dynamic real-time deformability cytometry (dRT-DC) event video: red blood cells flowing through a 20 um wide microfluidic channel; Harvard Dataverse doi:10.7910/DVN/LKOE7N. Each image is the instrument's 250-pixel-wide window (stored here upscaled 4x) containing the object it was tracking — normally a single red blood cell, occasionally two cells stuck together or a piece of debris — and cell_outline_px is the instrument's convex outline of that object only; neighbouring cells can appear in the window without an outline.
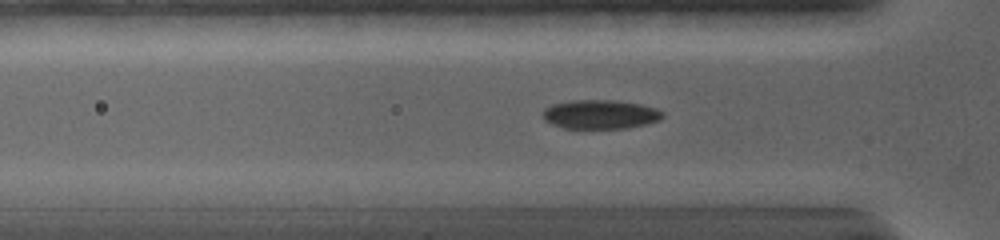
{"species": "common noctule bat (a hibernating species)", "species_latin": "Nyctalus noctula", "temperature_condition": "warm", "stored_images_in_passage": 65, "camera_frame_rate_fps": 5000, "um_per_image_px": 0.085, "animal": {"sex": "female", "body_mass_g": 19.0, "forearm_length_mm": 56.7}, "frame": {"image": 1, "passage_image": 16, "time_ms": 3.8, "image_size_px": [1000, 240], "cell_outline_px": [[664, 116], [660, 120], [628, 128], [564, 128], [552, 124], [544, 120], [544, 108], [552, 104], [576, 100], [616, 100], [640, 104], [656, 108], [664, 112]], "centroid_in_image_um": [51.05, 9.72], "position_along_channel_um": 74.8, "area_um2": 20.23}}
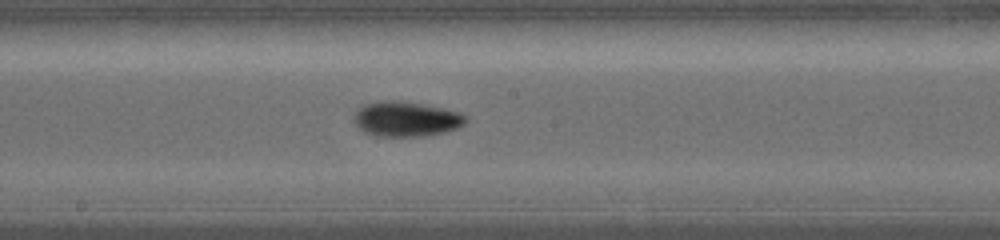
{"frame": {"image": 2, "passage_image": 29, "time_ms": 7.4, "image_size_px": [1000, 240], "cell_outline_px": [[468, 120], [464, 124], [456, 128], [444, 132], [424, 136], [372, 136], [364, 132], [352, 120], [352, 116], [360, 108], [368, 104], [420, 104], [440, 108], [456, 112], [464, 116]], "centroid_in_image_um": [34.52, 10.19], "position_along_channel_um": 213.7, "area_um2": 21.5}}
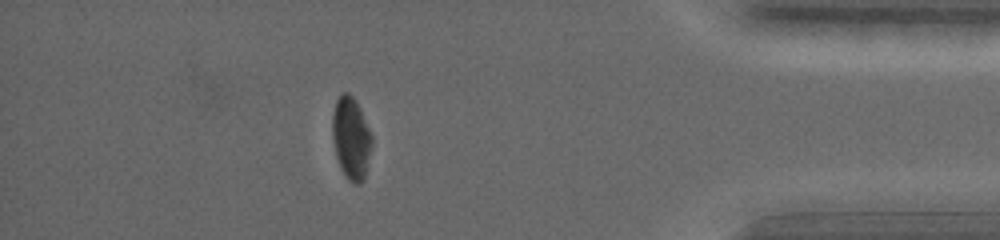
{"frame": {"image": 3, "passage_image": 52, "time_ms": 13.4, "image_size_px": [1000, 240], "cell_outline_px": [[372, 144], [364, 180], [360, 184], [356, 184], [348, 180], [340, 168], [336, 156], [332, 140], [332, 112], [336, 100], [340, 92], [348, 92], [356, 100], [360, 108], [372, 136]], "centroid_in_image_um": [29.83, 11.72], "position_along_channel_um": 405.4, "area_um2": 19.19}, "authors_computed_cell_mechanics": {"area_um2": 20.1722, "velocity_mm_per_s": 3.8655, "shape_relaxation_time_tau1_ms": 4.9577, "shape_relaxation_time_tau2_ms": 9.5577, "deformation_change_tau1": 0.1114, "deformation_change_tau2": 0.0982}}